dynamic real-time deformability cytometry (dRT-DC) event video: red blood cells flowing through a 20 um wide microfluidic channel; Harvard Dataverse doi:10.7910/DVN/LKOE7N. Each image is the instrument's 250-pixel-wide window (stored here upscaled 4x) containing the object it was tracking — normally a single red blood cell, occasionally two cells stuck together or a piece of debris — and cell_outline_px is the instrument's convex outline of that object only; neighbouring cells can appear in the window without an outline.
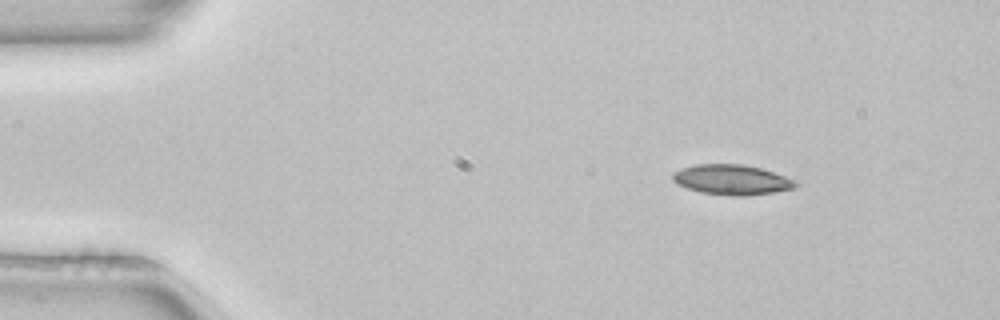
{"species": "common noctule bat (a hibernating species)", "species_latin": "Nyctalus noctula", "temperature_condition": "room temperature", "stored_images_in_passage": 45, "camera_frame_rate_fps": 3000, "um_per_image_px": 0.085, "animal": {"sex": "female", "body_mass_g": 22.7, "forearm_length_mm": 54.2}, "frame": {"image": 1, "passage_image": 1, "time_ms": 0.0, "image_size_px": [1000, 320], "cell_outline_px": [[800, 184], [796, 188], [748, 196], [732, 196], [700, 192], [676, 184], [672, 180], [672, 172], [680, 168], [696, 164], [744, 164], [760, 168], [796, 180]], "centroid_in_image_um": [62.19, 15.28], "position_along_channel_um": 22.8, "area_um2": 21.73}}
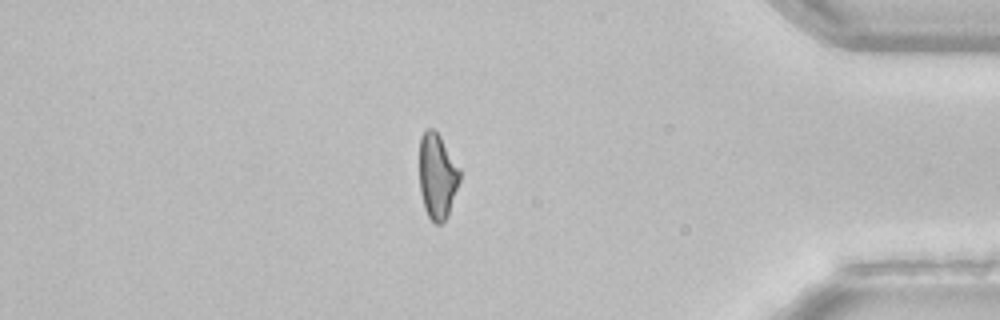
{"frame": {"image": 2, "passage_image": 38, "time_ms": 12.333, "image_size_px": [1000, 320], "cell_outline_px": [[460, 180], [448, 216], [440, 224], [436, 224], [428, 216], [424, 208], [420, 192], [420, 136], [428, 128], [432, 128], [440, 136], [460, 168]], "centroid_in_image_um": [37.17, 14.98], "position_along_channel_um": 398.0, "area_um2": 20.06}}
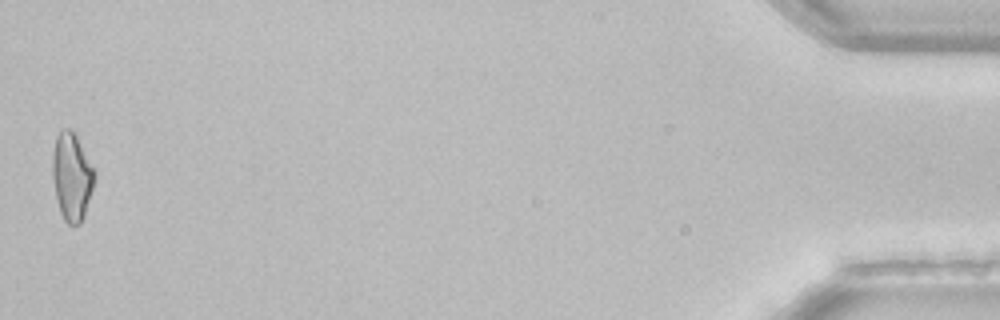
{"frame": {"image": 3, "passage_image": 45, "time_ms": 14.667, "image_size_px": [1000, 320], "cell_outline_px": [[96, 176], [84, 216], [80, 224], [68, 224], [64, 220], [60, 212], [56, 196], [52, 176], [52, 152], [56, 136], [64, 128], [72, 128], [96, 172]], "centroid_in_image_um": [6.1, 14.99], "position_along_channel_um": 429.1, "area_um2": 21.5}, "authors_computed_cell_mechanics": {"area_um2": 21.4438, "velocity_mm_per_s": 3.9839, "shape_relaxation_time_tau1_ms": 7.8627, "shape_relaxation_time_tau2_ms": 8.3331, "deformation_change_tau1": 0.1763, "deformation_change_tau2": 0.1528}}